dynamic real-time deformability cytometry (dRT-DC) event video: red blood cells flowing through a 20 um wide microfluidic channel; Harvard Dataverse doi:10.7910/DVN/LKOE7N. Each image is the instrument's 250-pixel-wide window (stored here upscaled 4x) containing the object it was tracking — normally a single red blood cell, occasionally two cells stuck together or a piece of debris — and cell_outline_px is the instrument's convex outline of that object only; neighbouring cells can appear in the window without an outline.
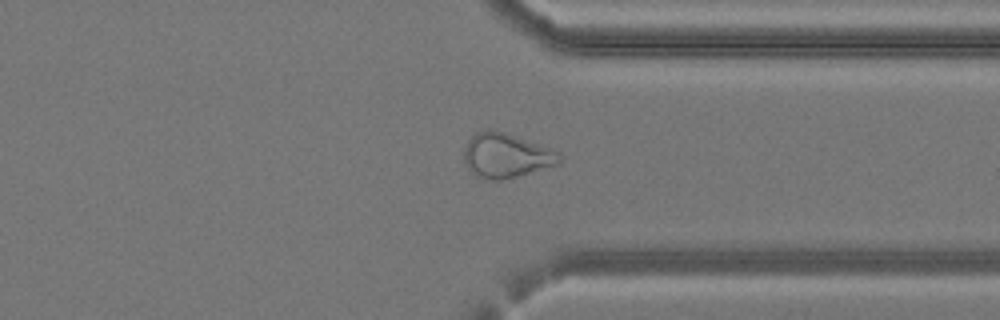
{"species": "common noctule bat (a hibernating species)", "species_latin": "Nyctalus noctula", "temperature_condition": "cold", "stored_images_in_passage": 34, "camera_frame_rate_fps": 3000, "um_per_image_px": 0.085, "animal": {"sex": "female", "body_mass_g": 24.6, "forearm_length_mm": 56.2}, "frame": {"image": 1, "passage_image": 25, "time_ms": 8.0, "image_size_px": [1000, 320], "cell_outline_px": [[560, 160], [556, 164], [516, 176], [500, 180], [492, 180], [476, 176], [464, 160], [464, 148], [468, 140], [476, 132], [488, 128], [504, 132], [552, 148], [560, 156]], "centroid_in_image_um": [42.98, 13.19], "position_along_channel_um": 368.4, "area_um2": 24.28}}